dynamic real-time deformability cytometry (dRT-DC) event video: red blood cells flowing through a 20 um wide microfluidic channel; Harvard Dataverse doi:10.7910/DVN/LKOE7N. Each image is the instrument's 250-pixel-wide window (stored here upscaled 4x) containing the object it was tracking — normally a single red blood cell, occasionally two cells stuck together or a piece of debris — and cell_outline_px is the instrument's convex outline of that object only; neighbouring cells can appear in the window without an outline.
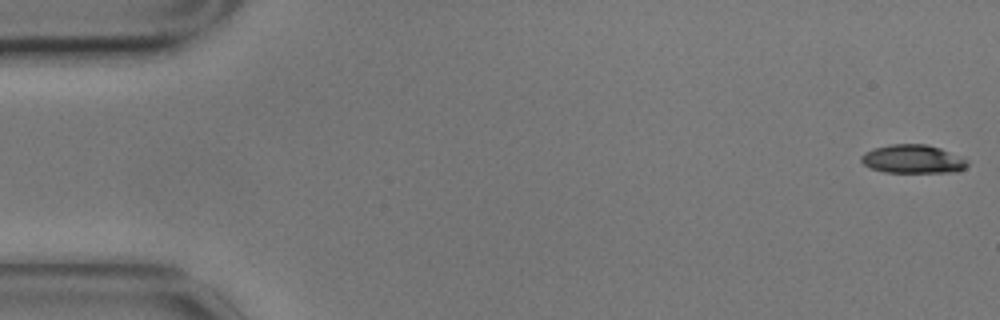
{"species": "common noctule bat (a hibernating species)", "species_latin": "Nyctalus noctula", "temperature_condition": "cold", "stored_images_in_passage": 57, "camera_frame_rate_fps": 3000, "um_per_image_px": 0.085, "animal": {"sex": "male", "body_mass_g": 17.9}, "frame": {"image": 1, "passage_image": 1, "time_ms": 0.0, "image_size_px": [1000, 320], "cell_outline_px": [[968, 164], [964, 168], [956, 172], [884, 172], [872, 168], [864, 164], [860, 160], [860, 156], [864, 152], [872, 148], [892, 144], [928, 144], [964, 156], [968, 160]], "centroid_in_image_um": [77.61, 13.51], "position_along_channel_um": 7.4, "area_um2": 17.86}}
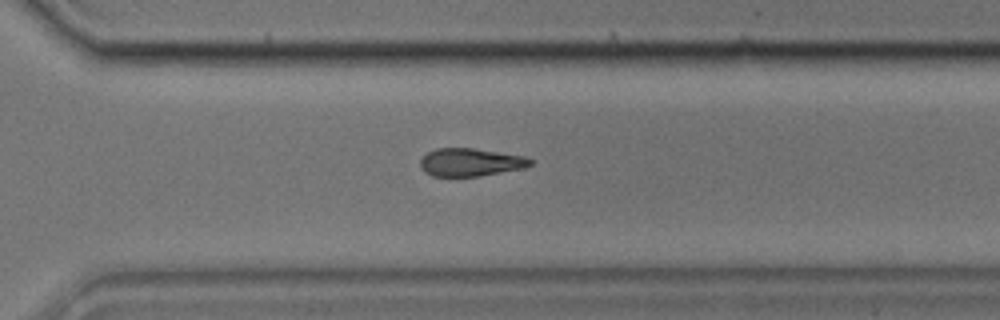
{"frame": {"image": 2, "passage_image": 40, "time_ms": 13.0, "image_size_px": [1000, 320], "cell_outline_px": [[532, 164], [524, 168], [476, 176], [432, 176], [424, 172], [420, 168], [420, 160], [428, 152], [436, 148], [472, 148], [524, 156], [532, 160]], "centroid_in_image_um": [39.95, 13.79], "position_along_channel_um": 330.6, "area_um2": 17.74}}
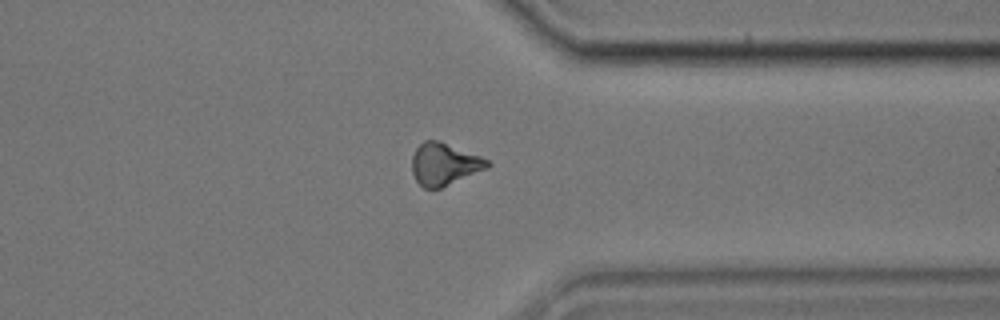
{"frame": {"image": 3, "passage_image": 44, "time_ms": 14.333, "image_size_px": [1000, 320], "cell_outline_px": [[492, 164], [488, 168], [440, 188], [424, 188], [416, 180], [412, 172], [412, 156], [416, 148], [424, 140], [440, 140], [480, 156], [488, 160]], "centroid_in_image_um": [37.76, 13.93], "position_along_channel_um": 373.6, "area_um2": 18.5}, "authors_computed_cell_mechanics": {"area_um2": 18.5538, "velocity_mm_per_s": 3.4939, "shape_relaxation_time_tau1_ms": 2.7094, "shape_relaxation_time_tau2_ms": null, "deformation_change_tau1": 0.1025, "deformation_change_tau2": null}}